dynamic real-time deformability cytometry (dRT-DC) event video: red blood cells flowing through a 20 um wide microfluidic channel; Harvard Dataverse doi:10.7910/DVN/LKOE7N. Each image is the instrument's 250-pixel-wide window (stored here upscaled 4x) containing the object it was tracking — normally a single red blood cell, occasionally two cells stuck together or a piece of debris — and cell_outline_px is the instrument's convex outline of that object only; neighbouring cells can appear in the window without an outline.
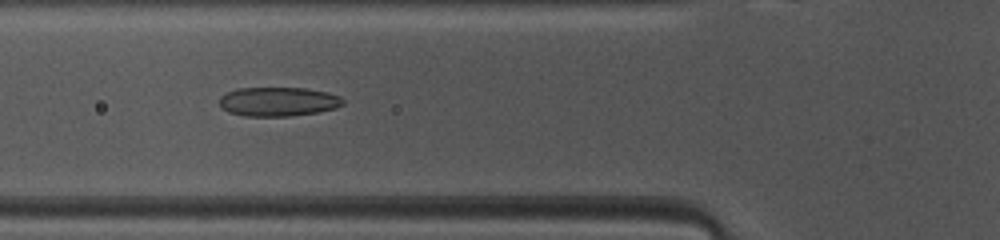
{"species": "common noctule bat (a hibernating species)", "species_latin": "Nyctalus noctula", "temperature_condition": "warm", "stored_images_in_passage": 46, "camera_frame_rate_fps": 3000, "um_per_image_px": 0.085, "animal": {"sex": "female", "body_mass_g": 10.0, "forearm_length_mm": 53.1}, "frame": {"image": 1, "passage_image": 15, "time_ms": 4.667, "image_size_px": [1000, 240], "cell_outline_px": [[344, 104], [336, 108], [316, 112], [288, 116], [244, 116], [228, 112], [220, 104], [220, 96], [236, 88], [304, 88], [324, 92], [340, 96], [344, 100]], "centroid_in_image_um": [23.64, 8.64], "position_along_channel_um": 102.2, "area_um2": 20.81}}
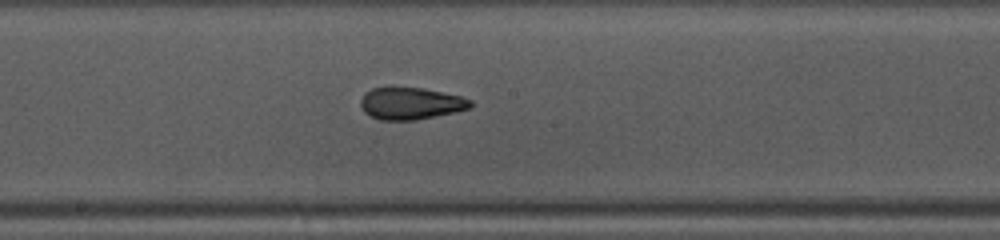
{"frame": {"image": 2, "passage_image": 23, "time_ms": 7.333, "image_size_px": [1000, 240], "cell_outline_px": [[472, 104], [468, 108], [456, 112], [416, 120], [380, 120], [364, 112], [360, 108], [360, 100], [364, 92], [372, 88], [388, 84], [392, 84], [424, 88], [460, 96], [472, 100]], "centroid_in_image_um": [34.84, 8.74], "position_along_channel_um": 213.4, "area_um2": 21.27}}
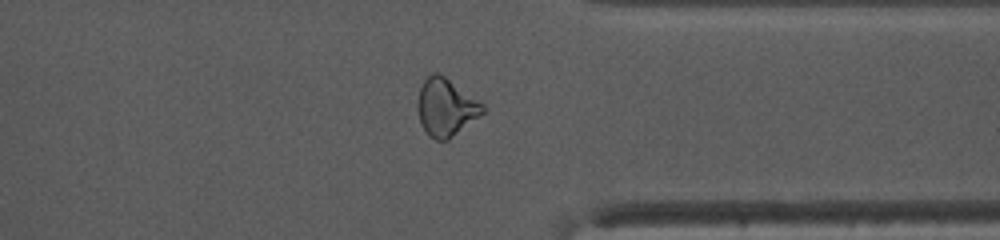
{"frame": {"image": 3, "passage_image": 35, "time_ms": 11.333, "image_size_px": [1000, 240], "cell_outline_px": [[484, 112], [448, 140], [436, 140], [428, 136], [420, 124], [416, 108], [416, 104], [420, 88], [424, 80], [432, 72], [436, 72], [444, 76], [484, 104]], "centroid_in_image_um": [37.85, 9.13], "position_along_channel_um": 373.5, "area_um2": 21.79}, "authors_computed_cell_mechanics": {"area_um2": 21.7039, "velocity_mm_per_s": 4.1459, "shape_relaxation_time_tau1_ms": null, "shape_relaxation_time_tau2_ms": 2.0724, "deformation_change_tau1": null, "deformation_change_tau2": 0.0898}}